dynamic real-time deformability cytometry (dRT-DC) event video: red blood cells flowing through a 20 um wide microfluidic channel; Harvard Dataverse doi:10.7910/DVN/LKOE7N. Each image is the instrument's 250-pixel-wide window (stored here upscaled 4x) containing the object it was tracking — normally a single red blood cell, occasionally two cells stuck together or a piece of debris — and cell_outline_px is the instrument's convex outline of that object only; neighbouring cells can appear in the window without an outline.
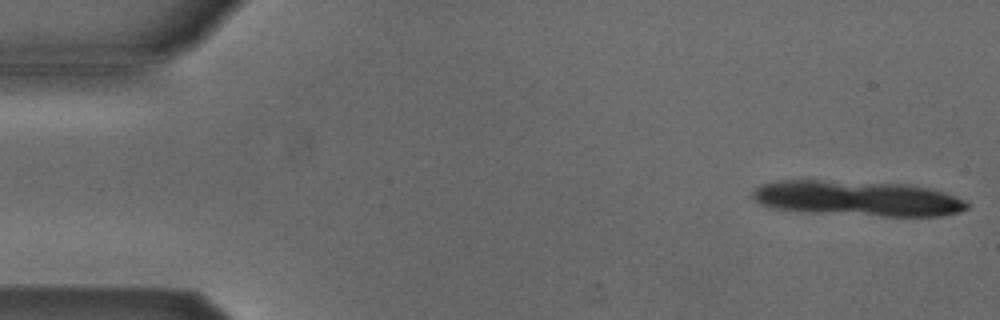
{"species": "Egyptian fruit bat (a non-hibernating species)", "species_latin": "Rousettus aegyptiacus", "temperature_condition": "cold", "stored_images_in_passage": 9, "camera_frame_rate_fps": 3000, "um_per_image_px": 0.085, "animal": {"sex": "male"}, "frame": {"image": 1, "passage_image": 1, "time_ms": 0.0, "image_size_px": [1000, 320], "cell_outline_px": [[968, 208], [960, 212], [944, 216], [884, 216], [808, 212], [780, 208], [764, 204], [756, 200], [752, 196], [752, 192], [760, 184], [776, 180], [820, 180], [908, 184], [928, 188], [944, 192], [956, 196], [964, 200], [968, 204]], "centroid_in_image_um": [72.94, 16.85], "position_along_channel_um": 12.1, "area_um2": 43.93}}